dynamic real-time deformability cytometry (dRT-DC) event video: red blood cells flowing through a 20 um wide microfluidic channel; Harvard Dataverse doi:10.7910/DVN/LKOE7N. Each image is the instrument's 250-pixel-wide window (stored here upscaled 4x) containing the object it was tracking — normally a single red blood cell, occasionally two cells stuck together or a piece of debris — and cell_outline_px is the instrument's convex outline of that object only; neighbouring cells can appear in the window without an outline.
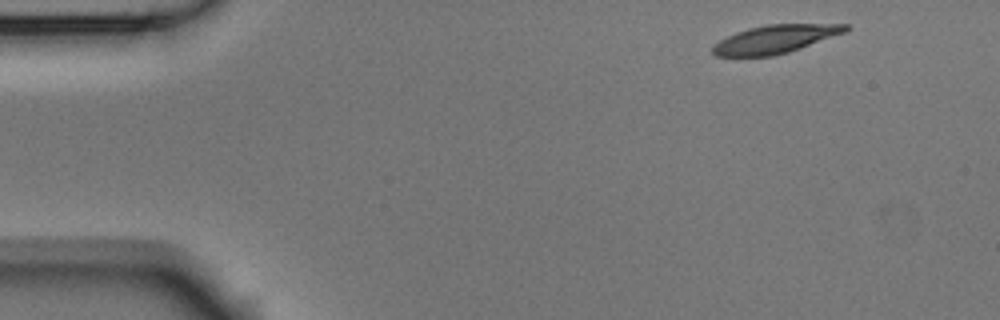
{"species": "Egyptian fruit bat (a non-hibernating species)", "species_latin": "Rousettus aegyptiacus", "temperature_condition": "room temperature", "stored_images_in_passage": 4, "camera_frame_rate_fps": 3000, "um_per_image_px": 0.085, "animal": {"sex": "male"}, "frame": {"image": 1, "passage_image": 1, "time_ms": 0.0, "image_size_px": [1000, 320], "cell_outline_px": [[852, 28], [848, 32], [788, 52], [772, 56], [716, 56], [712, 52], [712, 48], [720, 40], [736, 32], [748, 28], [768, 24], [848, 24]], "centroid_in_image_um": [65.96, 3.32], "position_along_channel_um": 19.0, "area_um2": 21.85}}
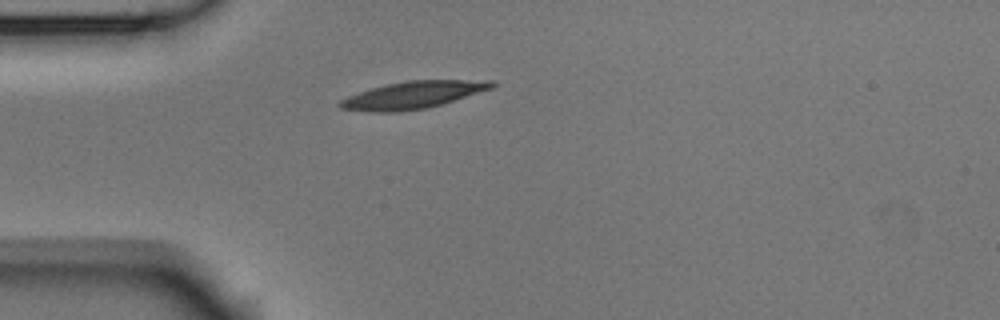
{"frame": {"image": 2, "passage_image": 3, "time_ms": 0.667, "image_size_px": [1000, 320], "cell_outline_px": [[496, 84], [492, 88], [428, 108], [396, 112], [368, 112], [340, 108], [336, 104], [340, 100], [348, 96], [372, 88], [388, 84], [408, 80], [496, 80]], "centroid_in_image_um": [35.09, 8.08], "position_along_channel_um": 49.9, "area_um2": 23.99}}